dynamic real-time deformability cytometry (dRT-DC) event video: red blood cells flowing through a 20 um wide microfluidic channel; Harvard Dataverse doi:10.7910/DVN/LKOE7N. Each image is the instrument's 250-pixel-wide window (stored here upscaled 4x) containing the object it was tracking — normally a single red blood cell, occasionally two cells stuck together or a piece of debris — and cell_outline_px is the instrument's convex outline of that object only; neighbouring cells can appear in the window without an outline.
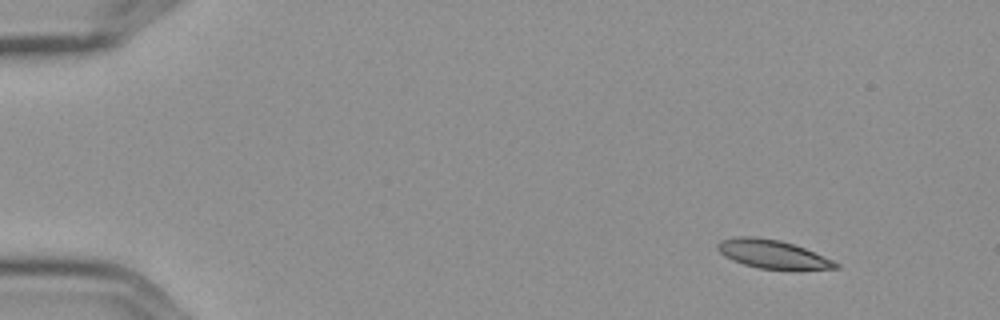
{"species": "Egyptian fruit bat (a non-hibernating species)", "species_latin": "Rousettus aegyptiacus", "temperature_condition": "cold", "stored_images_in_passage": 4, "camera_frame_rate_fps": 3000, "um_per_image_px": 0.085, "frame": {"image": 1, "passage_image": 1, "time_ms": 0.0, "image_size_px": [1000, 320], "cell_outline_px": [[840, 268], [796, 272], [760, 268], [744, 264], [732, 260], [724, 256], [716, 248], [716, 244], [720, 240], [736, 236], [756, 236], [780, 240], [804, 248], [832, 260], [840, 264]], "centroid_in_image_um": [65.7, 21.64], "position_along_channel_um": 19.3, "area_um2": 20.29}}
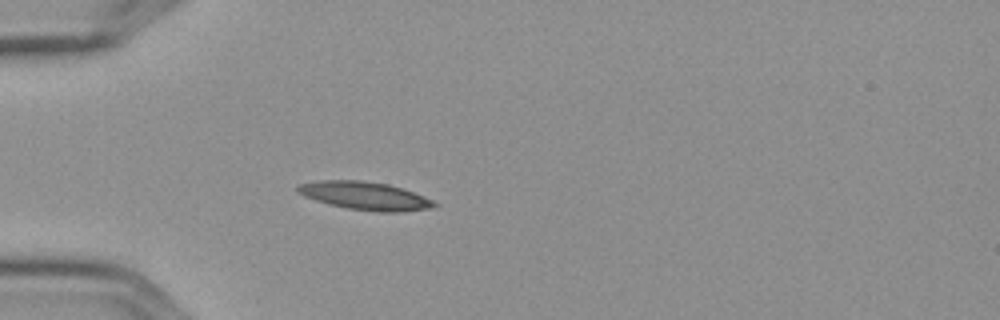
{"frame": {"image": 2, "passage_image": 4, "time_ms": 1.0, "image_size_px": [1000, 320], "cell_outline_px": [[440, 204], [428, 208], [400, 212], [380, 212], [348, 208], [328, 204], [304, 196], [296, 192], [296, 188], [300, 184], [320, 180], [360, 180], [388, 184], [424, 196]], "centroid_in_image_um": [31.0, 16.64], "position_along_channel_um": 54.0, "area_um2": 22.14}}